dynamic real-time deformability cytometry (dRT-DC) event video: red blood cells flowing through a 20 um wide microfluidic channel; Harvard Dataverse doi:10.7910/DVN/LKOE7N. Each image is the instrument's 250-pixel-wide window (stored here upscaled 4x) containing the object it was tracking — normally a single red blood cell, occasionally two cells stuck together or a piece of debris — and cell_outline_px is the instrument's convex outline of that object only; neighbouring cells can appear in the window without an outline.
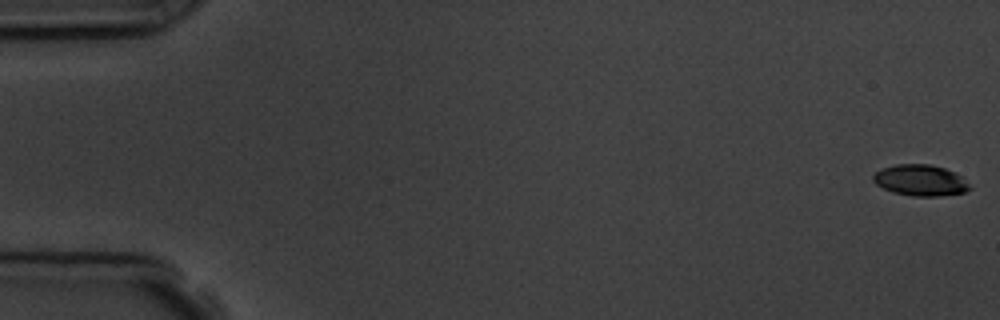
{"species": "common noctule bat (a hibernating species)", "species_latin": "Nyctalus noctula", "temperature_condition": "room temperature", "stored_images_in_passage": 5, "camera_frame_rate_fps": 3000, "um_per_image_px": 0.085, "animal": {"sex": "male", "body_mass_g": 19.5, "forearm_length_mm": 54.6}, "frame": {"image": 1, "passage_image": 1, "time_ms": 0.0, "image_size_px": [1000, 320], "cell_outline_px": [[972, 188], [964, 192], [936, 196], [912, 196], [892, 192], [876, 184], [872, 180], [872, 176], [880, 168], [896, 164], [932, 164], [944, 168], [960, 176]], "centroid_in_image_um": [78.18, 15.32], "position_along_channel_um": 6.8, "area_um2": 17.4}}
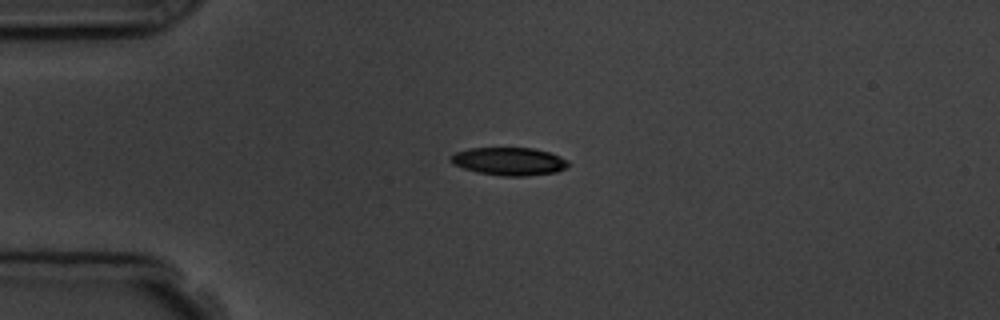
{"frame": {"image": 2, "passage_image": 4, "time_ms": 4.333, "image_size_px": [1000, 320], "cell_outline_px": [[572, 164], [556, 172], [528, 176], [500, 176], [476, 172], [452, 164], [452, 156], [456, 152], [468, 148], [532, 148], [548, 152], [560, 156], [568, 160]], "centroid_in_image_um": [43.31, 13.72], "position_along_channel_um": 41.7, "area_um2": 19.13}}